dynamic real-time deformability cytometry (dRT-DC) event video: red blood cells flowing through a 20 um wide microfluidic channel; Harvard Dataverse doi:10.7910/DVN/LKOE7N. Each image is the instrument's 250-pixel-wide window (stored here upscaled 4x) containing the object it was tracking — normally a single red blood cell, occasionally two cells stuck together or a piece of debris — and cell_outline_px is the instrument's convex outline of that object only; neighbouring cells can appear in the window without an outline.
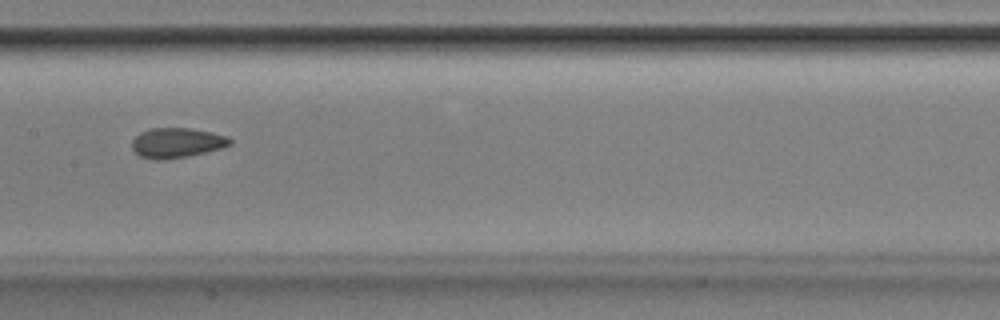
{"species": "Egyptian fruit bat (a non-hibernating species)", "species_latin": "Rousettus aegyptiacus", "temperature_condition": "room temperature", "stored_images_in_passage": 36, "camera_frame_rate_fps": 3000, "um_per_image_px": 0.085, "animal": {"sex": "male"}, "frame": {"image": 1, "passage_image": 10, "time_ms": 3.0, "image_size_px": [1000, 320], "cell_outline_px": [[232, 144], [220, 148], [204, 152], [164, 160], [156, 160], [140, 156], [132, 148], [132, 140], [140, 132], [152, 128], [188, 128], [212, 132], [228, 136], [232, 140]], "centroid_in_image_um": [15.02, 12.13], "position_along_channel_um": 192.4, "area_um2": 16.94}}
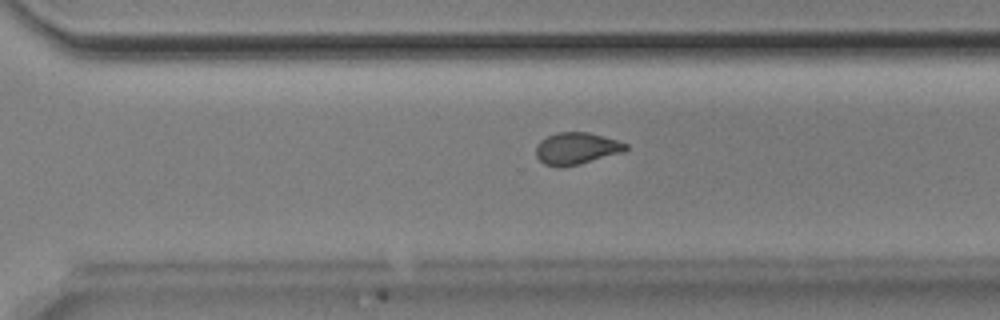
{"frame": {"image": 2, "passage_image": 20, "time_ms": 6.333, "image_size_px": [1000, 320], "cell_outline_px": [[628, 148], [624, 152], [580, 164], [560, 168], [556, 168], [544, 164], [536, 156], [536, 144], [540, 140], [556, 132], [588, 132], [616, 140], [628, 144]], "centroid_in_image_um": [48.98, 12.63], "position_along_channel_um": 321.6, "area_um2": 16.88}}
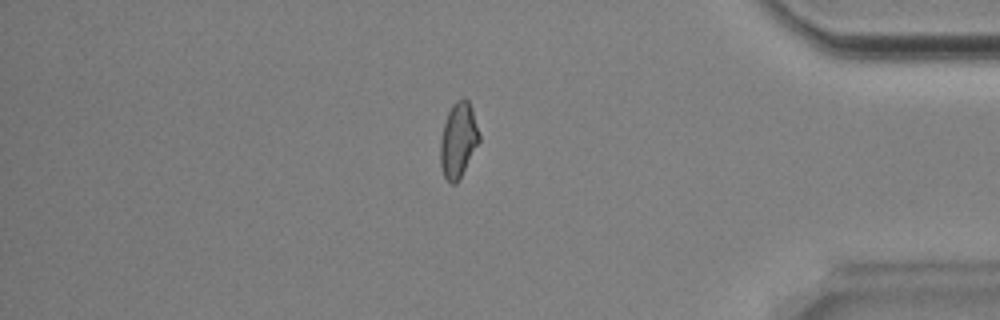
{"frame": {"image": 3, "passage_image": 28, "time_ms": 9.0, "image_size_px": [1000, 320], "cell_outline_px": [[480, 140], [456, 184], [452, 184], [444, 176], [440, 164], [440, 140], [444, 124], [448, 112], [452, 104], [456, 100], [464, 96], [468, 100], [472, 108], [480, 136]], "centroid_in_image_um": [38.95, 11.86], "position_along_channel_um": 396.3, "area_um2": 16.88}}